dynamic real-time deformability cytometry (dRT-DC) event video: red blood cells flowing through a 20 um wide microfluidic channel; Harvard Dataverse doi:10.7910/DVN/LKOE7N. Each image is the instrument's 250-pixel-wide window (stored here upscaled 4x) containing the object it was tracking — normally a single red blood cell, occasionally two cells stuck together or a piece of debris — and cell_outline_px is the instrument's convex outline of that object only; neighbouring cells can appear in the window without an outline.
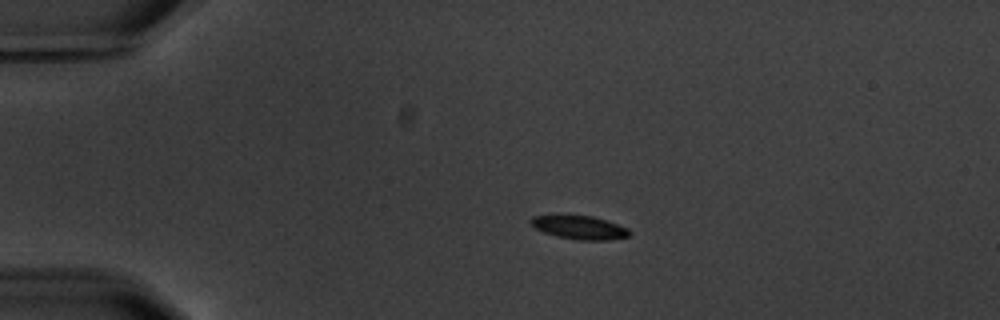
{"species": "common noctule bat (a hibernating species)", "species_latin": "Nyctalus noctula", "temperature_condition": "warm", "stored_images_in_passage": 4, "camera_frame_rate_fps": 3000, "um_per_image_px": 0.085, "animal": {"sex": "male", "body_mass_g": 20.1, "forearm_length_mm": 53.5}, "frame": {"image": 1, "passage_image": 1, "time_ms": 0.0, "image_size_px": [1000, 320], "cell_outline_px": [[632, 232], [628, 236], [608, 240], [580, 240], [556, 236], [544, 232], [536, 228], [528, 220], [532, 216], [592, 216], [628, 228]], "centroid_in_image_um": [49.27, 19.35], "position_along_channel_um": 35.7, "area_um2": 13.18}}
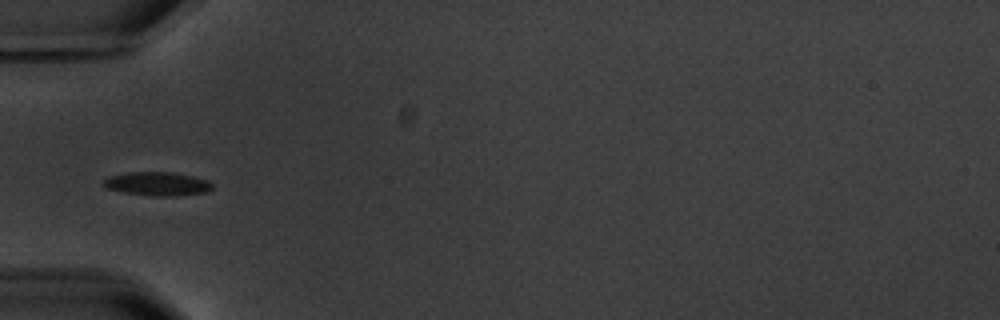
{"frame": {"image": 2, "passage_image": 3, "time_ms": 2.333, "image_size_px": [1000, 320], "cell_outline_px": [[212, 188], [208, 192], [176, 196], [152, 196], [124, 192], [108, 188], [104, 184], [104, 180], [108, 176], [128, 172], [172, 172], [192, 176], [208, 180], [212, 184]], "centroid_in_image_um": [13.41, 15.62], "position_along_channel_um": 71.6, "area_um2": 14.97}}
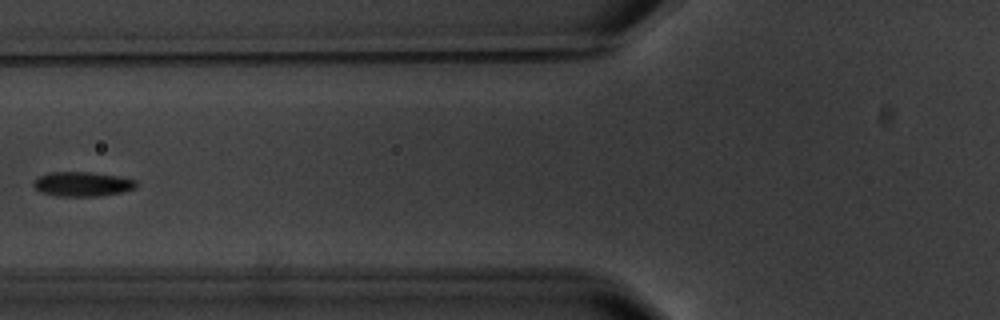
{"frame": {"image": 3, "passage_image": 4, "time_ms": 3.667, "image_size_px": [1000, 320], "cell_outline_px": [[136, 188], [120, 192], [100, 196], [56, 196], [40, 192], [32, 184], [40, 176], [48, 172], [92, 172], [120, 176], [136, 180]], "centroid_in_image_um": [7.01, 15.64], "position_along_channel_um": 118.8, "area_um2": 14.68}}